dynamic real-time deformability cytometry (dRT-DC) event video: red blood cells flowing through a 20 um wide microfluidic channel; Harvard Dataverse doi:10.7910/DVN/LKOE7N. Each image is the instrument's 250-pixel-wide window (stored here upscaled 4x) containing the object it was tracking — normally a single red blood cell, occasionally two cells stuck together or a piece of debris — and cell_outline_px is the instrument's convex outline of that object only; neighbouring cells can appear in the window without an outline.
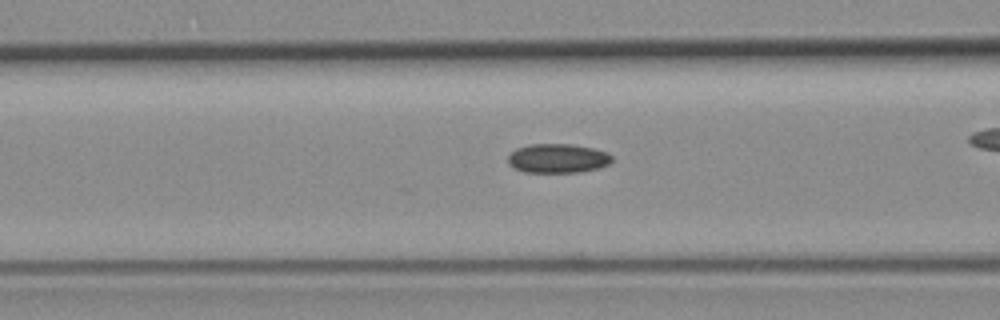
{"species": "common noctule bat (a hibernating species)", "species_latin": "Nyctalus noctula", "temperature_condition": "room temperature", "stored_images_in_passage": 42, "camera_frame_rate_fps": 3000, "um_per_image_px": 0.085, "animal": {"sex": "female", "body_mass_g": 19.3, "forearm_length_mm": 54.1}, "frame": {"image": 1, "passage_image": 20, "time_ms": 6.333, "image_size_px": [1000, 320], "cell_outline_px": [[612, 160], [608, 164], [600, 168], [580, 172], [524, 172], [512, 168], [508, 164], [508, 156], [516, 148], [528, 144], [568, 144], [592, 148], [608, 152], [612, 156]], "centroid_in_image_um": [47.39, 13.46], "position_along_channel_um": 119.2, "area_um2": 17.8}}
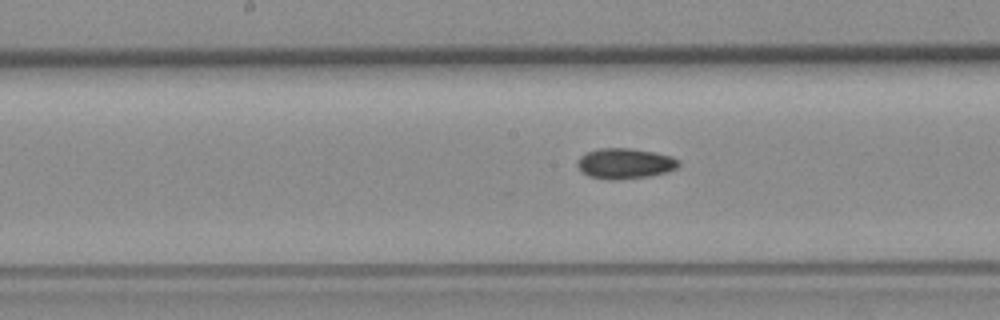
{"frame": {"image": 2, "passage_image": 26, "time_ms": 8.333, "image_size_px": [1000, 320], "cell_outline_px": [[680, 164], [676, 168], [668, 172], [648, 176], [620, 180], [608, 180], [588, 176], [576, 164], [576, 160], [580, 156], [596, 148], [628, 148], [652, 152], [672, 156], [680, 160]], "centroid_in_image_um": [53.12, 13.9], "position_along_channel_um": 195.1, "area_um2": 18.09}}
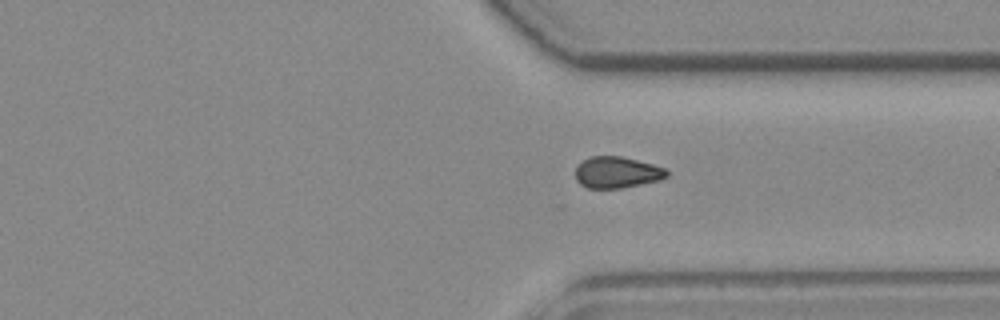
{"frame": {"image": 3, "passage_image": 39, "time_ms": 12.667, "image_size_px": [1000, 320], "cell_outline_px": [[668, 176], [660, 180], [620, 188], [588, 188], [580, 184], [576, 180], [576, 168], [584, 160], [592, 156], [620, 156], [652, 164], [664, 168], [668, 172]], "centroid_in_image_um": [52.44, 14.66], "position_along_channel_um": 359.0, "area_um2": 16.47}}